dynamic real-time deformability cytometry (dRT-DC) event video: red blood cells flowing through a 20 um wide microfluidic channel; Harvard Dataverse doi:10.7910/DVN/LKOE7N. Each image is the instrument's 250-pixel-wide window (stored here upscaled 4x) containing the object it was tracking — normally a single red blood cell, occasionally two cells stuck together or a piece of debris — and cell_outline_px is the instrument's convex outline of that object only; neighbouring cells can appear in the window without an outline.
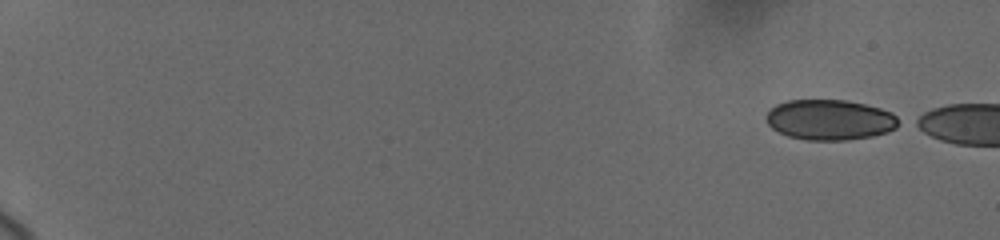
{"species": "human", "species_latin": "Homo sapiens", "temperature_condition": "cold", "stored_images_in_passage": 12, "camera_frame_rate_fps": 3000, "um_per_image_px": 0.085, "donor": {"sex": "female"}, "frame": {"image": 1, "passage_image": 1, "time_ms": 0.0, "image_size_px": [1000, 240], "cell_outline_px": [[904, 124], [888, 132], [872, 136], [848, 140], [808, 140], [788, 136], [772, 128], [768, 124], [764, 116], [776, 104], [788, 100], [844, 100], [864, 104], [880, 108], [892, 112], [904, 120]], "centroid_in_image_um": [70.61, 10.18], "position_along_channel_um": 14.4, "area_um2": 31.56}}
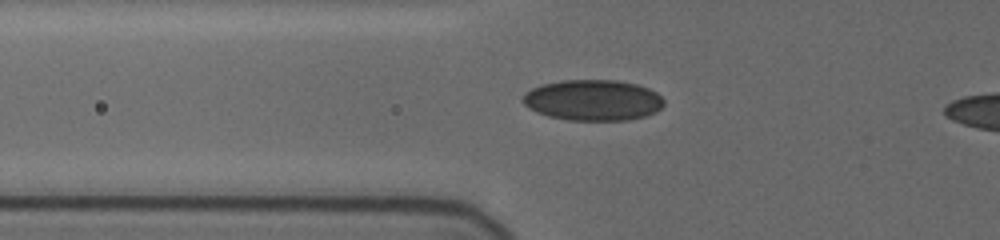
{"frame": {"image": 2, "passage_image": 10, "time_ms": 6.667, "image_size_px": [1000, 240], "cell_outline_px": [[664, 104], [656, 112], [644, 116], [628, 120], [568, 120], [548, 116], [536, 112], [528, 108], [520, 100], [524, 92], [540, 84], [560, 80], [616, 80], [636, 84], [648, 88], [656, 92], [664, 100]], "centroid_in_image_um": [50.35, 8.51], "position_along_channel_um": 75.4, "area_um2": 33.87}}
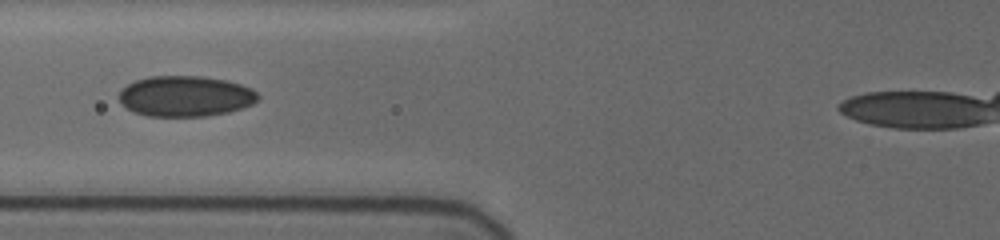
{"frame": {"image": 3, "passage_image": 11, "time_ms": 7.667, "image_size_px": [1000, 240], "cell_outline_px": [[260, 96], [252, 104], [228, 112], [204, 116], [148, 116], [136, 112], [128, 108], [120, 100], [120, 88], [136, 80], [148, 76], [204, 76], [228, 80], [252, 88]], "centroid_in_image_um": [15.77, 8.16], "position_along_channel_um": 110.0, "area_um2": 32.83}}